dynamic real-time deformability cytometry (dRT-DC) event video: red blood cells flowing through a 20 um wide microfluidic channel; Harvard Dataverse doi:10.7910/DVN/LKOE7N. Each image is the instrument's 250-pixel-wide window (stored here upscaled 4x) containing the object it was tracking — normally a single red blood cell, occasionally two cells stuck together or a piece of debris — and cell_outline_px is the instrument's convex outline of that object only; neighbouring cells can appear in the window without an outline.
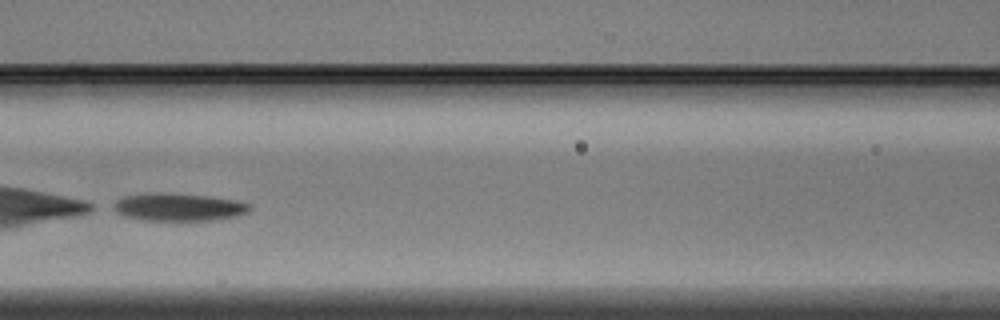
{"species": "Egyptian fruit bat (a non-hibernating species)", "species_latin": "Rousettus aegyptiacus", "temperature_condition": "warm", "stored_images_in_passage": 34, "camera_frame_rate_fps": 3000, "um_per_image_px": 0.085, "animal": {"sex": "male"}, "frame": {"image": 1, "passage_image": 15, "time_ms": 4.667, "image_size_px": [1000, 320], "cell_outline_px": [[252, 208], [248, 212], [240, 216], [216, 220], [140, 220], [124, 216], [108, 208], [108, 204], [124, 196], [152, 192], [168, 192], [208, 196], [240, 200], [252, 204]], "centroid_in_image_um": [15.16, 17.59], "position_along_channel_um": 151.4, "area_um2": 22.83}}
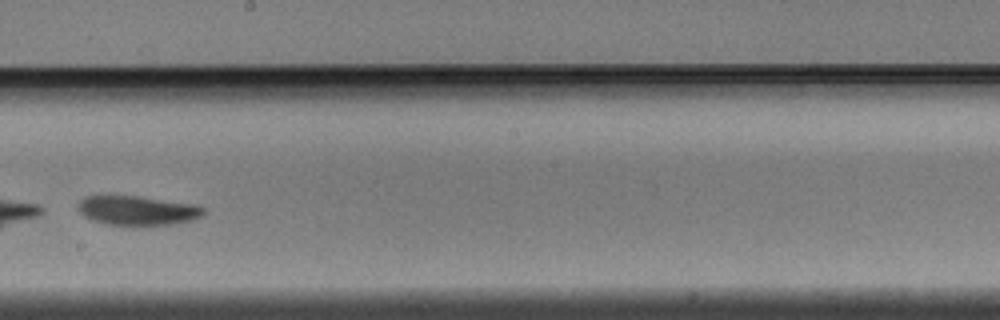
{"frame": {"image": 2, "passage_image": 21, "time_ms": 6.667, "image_size_px": [1000, 320], "cell_outline_px": [[204, 212], [200, 216], [192, 220], [172, 224], [140, 228], [132, 228], [108, 224], [92, 220], [84, 216], [76, 208], [76, 204], [84, 196], [136, 196], [196, 204], [204, 208]], "centroid_in_image_um": [11.65, 17.93], "position_along_channel_um": 236.5, "area_um2": 22.2}}
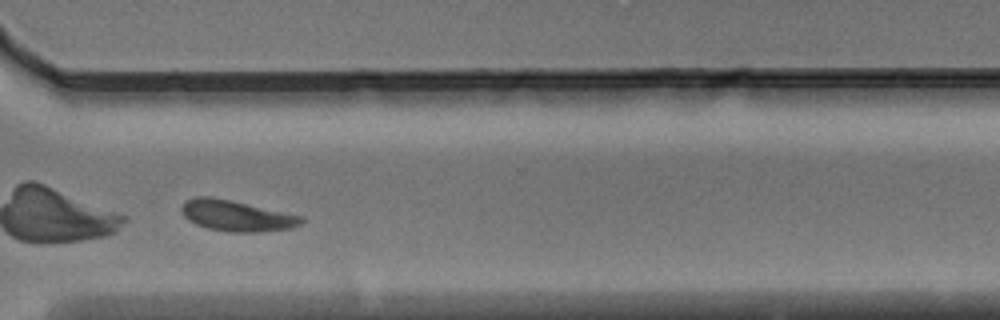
{"frame": {"image": 3, "passage_image": 29, "time_ms": 9.333, "image_size_px": [1000, 320], "cell_outline_px": [[304, 220], [300, 224], [292, 228], [260, 232], [228, 232], [208, 228], [196, 224], [188, 220], [184, 216], [180, 208], [184, 200], [192, 196], [212, 196], [304, 216]], "centroid_in_image_um": [20.08, 18.33], "position_along_channel_um": 350.5, "area_um2": 21.79}}